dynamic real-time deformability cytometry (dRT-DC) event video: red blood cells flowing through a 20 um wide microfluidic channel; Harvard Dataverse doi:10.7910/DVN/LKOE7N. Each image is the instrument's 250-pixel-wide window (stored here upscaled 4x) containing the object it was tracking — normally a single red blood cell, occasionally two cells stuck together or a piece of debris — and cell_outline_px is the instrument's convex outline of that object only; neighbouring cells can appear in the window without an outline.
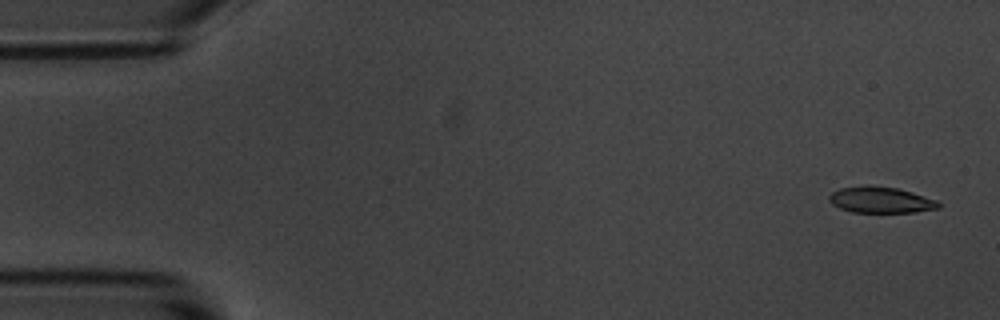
{"species": "common noctule bat (a hibernating species)", "species_latin": "Nyctalus noctula", "temperature_condition": "room temperature", "stored_images_in_passage": 4, "camera_frame_rate_fps": 3000, "um_per_image_px": 0.085, "animal": {"sex": "male", "body_mass_g": 20.1, "forearm_length_mm": 53.5}, "frame": {"image": 1, "passage_image": 1, "time_ms": 0.0, "image_size_px": [1000, 320], "cell_outline_px": [[940, 208], [912, 212], [852, 212], [840, 208], [832, 204], [828, 200], [828, 196], [832, 192], [840, 188], [868, 184], [896, 188], [912, 192], [936, 200], [940, 204]], "centroid_in_image_um": [74.82, 16.98], "position_along_channel_um": 10.2, "area_um2": 16.7}}